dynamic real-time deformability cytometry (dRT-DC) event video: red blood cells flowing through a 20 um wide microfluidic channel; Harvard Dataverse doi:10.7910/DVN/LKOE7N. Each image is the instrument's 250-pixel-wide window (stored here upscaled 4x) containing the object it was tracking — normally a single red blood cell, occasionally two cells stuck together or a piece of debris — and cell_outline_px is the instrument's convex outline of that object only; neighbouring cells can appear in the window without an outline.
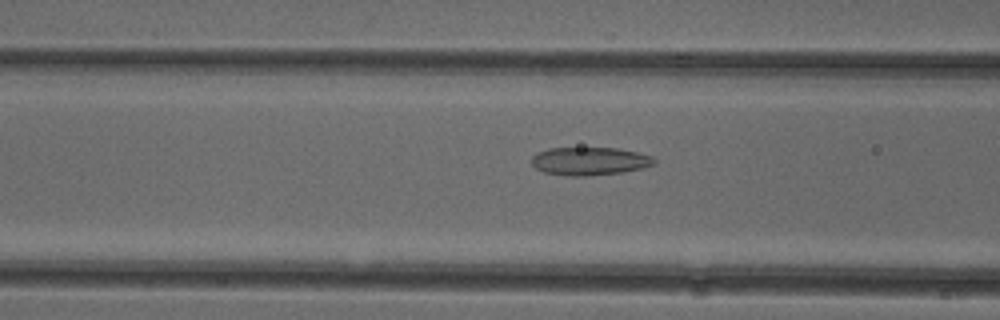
{"species": "common noctule bat (a hibernating species)", "species_latin": "Nyctalus noctula", "temperature_condition": "cold", "stored_images_in_passage": 44, "camera_frame_rate_fps": 3000, "um_per_image_px": 0.085, "animal": {"sex": "female"}, "frame": {"image": 1, "passage_image": 13, "time_ms": 4.0, "image_size_px": [1000, 320], "cell_outline_px": [[656, 164], [644, 168], [620, 172], [588, 176], [568, 176], [544, 172], [536, 168], [532, 164], [532, 156], [536, 152], [548, 148], [616, 148], [636, 152], [652, 156], [656, 160]], "centroid_in_image_um": [50.11, 13.69], "position_along_channel_um": 116.5, "area_um2": 20.11}}
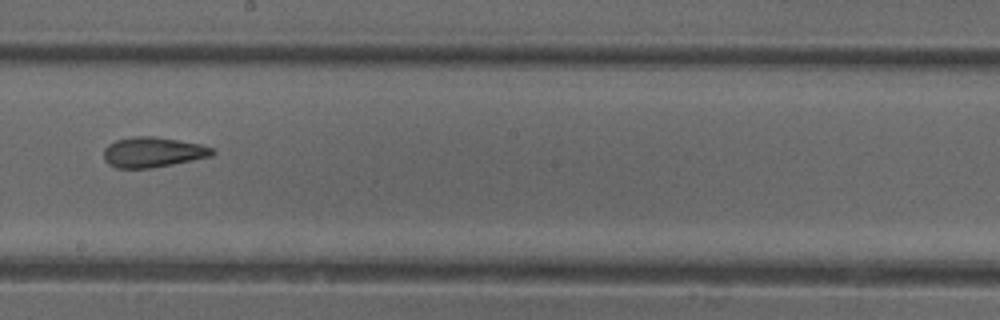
{"frame": {"image": 2, "passage_image": 22, "time_ms": 7.0, "image_size_px": [1000, 320], "cell_outline_px": [[216, 152], [212, 156], [152, 168], [116, 168], [108, 164], [104, 160], [104, 148], [108, 144], [116, 140], [132, 136], [152, 136], [200, 144], [212, 148]], "centroid_in_image_um": [12.96, 12.94], "position_along_channel_um": 235.2, "area_um2": 19.07}}
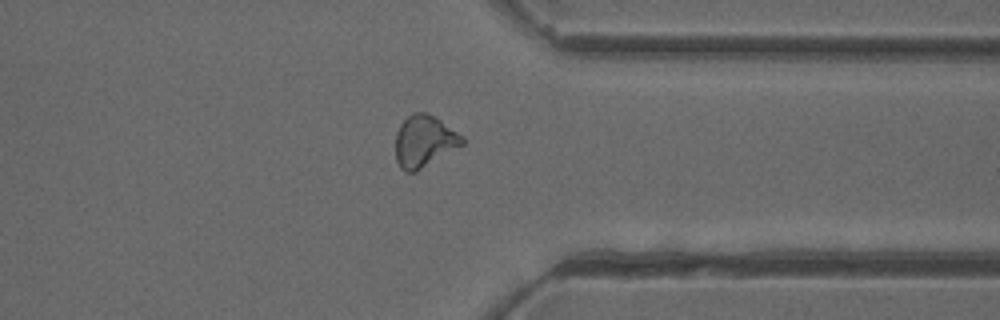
{"frame": {"image": 3, "passage_image": 33, "time_ms": 10.667, "image_size_px": [1000, 320], "cell_outline_px": [[464, 144], [416, 172], [404, 172], [400, 168], [396, 160], [396, 132], [400, 124], [412, 112], [428, 112], [464, 136]], "centroid_in_image_um": [36.05, 12.0], "position_along_channel_um": 375.3, "area_um2": 20.23}, "authors_computed_cell_mechanics": {"area_um2": 19.7387, "velocity_mm_per_s": 3.9524, "shape_relaxation_time_tau1_ms": null, "shape_relaxation_time_tau2_ms": 3.1091, "deformation_change_tau1": null, "deformation_change_tau2": 0.1076}}